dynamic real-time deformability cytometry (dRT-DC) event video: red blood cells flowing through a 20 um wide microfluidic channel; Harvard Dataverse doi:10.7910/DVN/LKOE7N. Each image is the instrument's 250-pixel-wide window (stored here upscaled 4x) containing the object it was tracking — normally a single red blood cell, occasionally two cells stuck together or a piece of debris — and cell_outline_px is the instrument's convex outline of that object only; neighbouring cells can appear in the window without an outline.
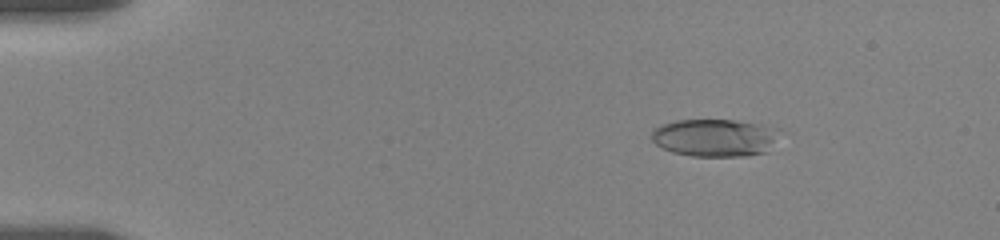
{"species": "human", "species_latin": "Homo sapiens", "temperature_condition": "room temperature", "stored_images_in_passage": 8, "camera_frame_rate_fps": 3000, "um_per_image_px": 0.085, "donor": {"sex": "female"}, "frame": {"image": 1, "passage_image": 6, "time_ms": 2.667, "image_size_px": [1000, 240], "cell_outline_px": [[780, 128], [764, 152], [744, 156], [692, 156], [672, 152], [656, 144], [652, 140], [652, 128], [660, 124], [676, 120], [736, 120], [760, 124]], "centroid_in_image_um": [60.67, 11.68], "position_along_channel_um": 24.3, "area_um2": 27.74}}